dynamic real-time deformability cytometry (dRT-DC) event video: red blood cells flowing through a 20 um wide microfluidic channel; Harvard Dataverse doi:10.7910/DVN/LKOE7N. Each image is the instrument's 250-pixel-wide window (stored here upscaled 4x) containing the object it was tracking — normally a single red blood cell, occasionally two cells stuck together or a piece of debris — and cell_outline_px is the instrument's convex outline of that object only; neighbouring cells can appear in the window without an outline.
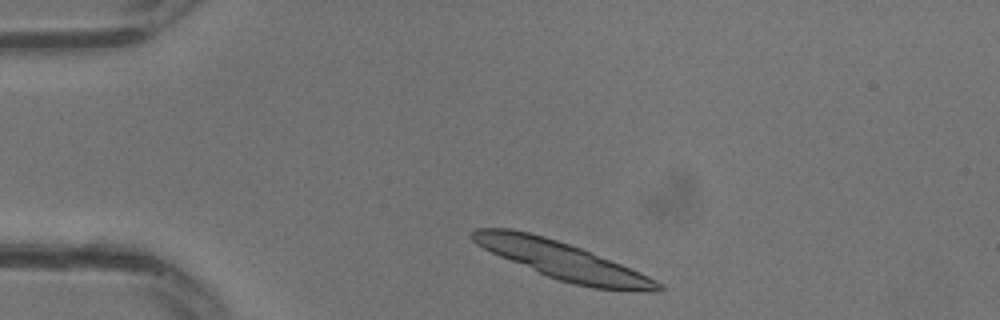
{"species": "common noctule bat (a hibernating species)", "species_latin": "Nyctalus noctula", "temperature_condition": "warm", "stored_images_in_passage": 16, "camera_frame_rate_fps": 3000, "um_per_image_px": 0.085, "animal": {"sex": "male", "body_mass_g": 13.3}, "frame": {"image": 1, "passage_image": 1, "time_ms": 0.0, "image_size_px": [1000, 320], "cell_outline_px": [[664, 288], [660, 292], [640, 292], [592, 288], [572, 284], [556, 280], [500, 256], [476, 244], [468, 236], [476, 228], [512, 228], [544, 236], [580, 248], [640, 272], [664, 284]], "centroid_in_image_um": [47.84, 22.17], "position_along_channel_um": 37.2, "area_um2": 40.52}}
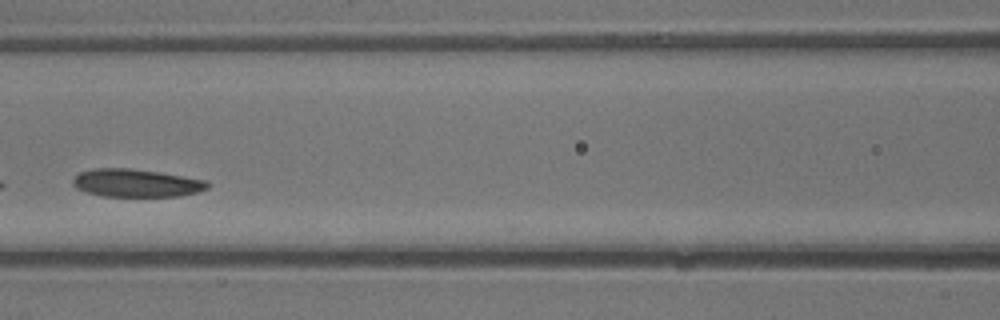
{"frame": {"image": 2, "passage_image": 9, "time_ms": 2.667, "image_size_px": [1000, 320], "cell_outline_px": [[208, 188], [196, 192], [180, 196], [104, 196], [88, 192], [76, 188], [72, 184], [72, 180], [80, 172], [92, 168], [132, 168], [208, 180]], "centroid_in_image_um": [11.57, 15.55], "position_along_channel_um": 155.0, "area_um2": 21.79}}
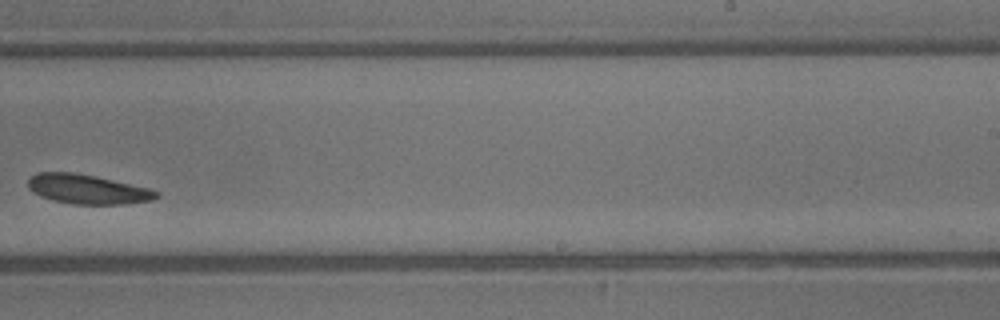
{"frame": {"image": 3, "passage_image": 15, "time_ms": 4.667, "image_size_px": [1000, 320], "cell_outline_px": [[160, 196], [152, 200], [124, 204], [72, 204], [52, 200], [40, 196], [32, 192], [28, 188], [28, 180], [36, 172], [72, 172], [96, 176], [148, 188], [160, 192]], "centroid_in_image_um": [7.42, 16.08], "position_along_channel_um": 281.6, "area_um2": 22.08}}